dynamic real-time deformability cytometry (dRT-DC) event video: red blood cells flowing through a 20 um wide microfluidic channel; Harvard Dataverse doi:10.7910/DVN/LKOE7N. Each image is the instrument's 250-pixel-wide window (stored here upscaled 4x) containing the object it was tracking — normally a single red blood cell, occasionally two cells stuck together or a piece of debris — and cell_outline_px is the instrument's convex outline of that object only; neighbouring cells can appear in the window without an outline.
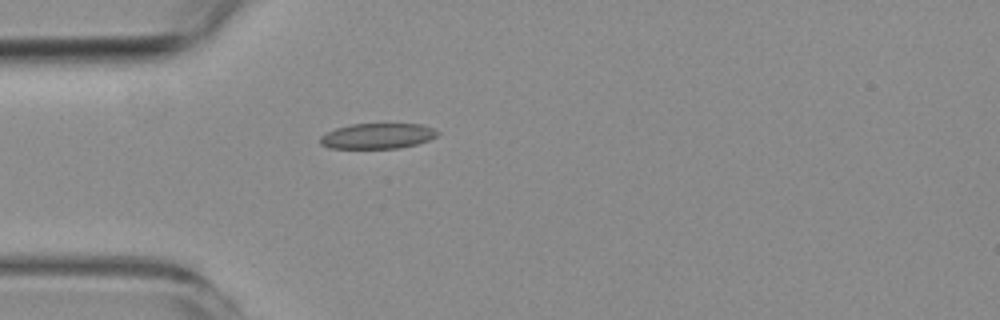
{"species": "common noctule bat (a hibernating species)", "species_latin": "Nyctalus noctula", "temperature_condition": "room temperature", "stored_images_in_passage": 1, "camera_frame_rate_fps": 3000, "um_per_image_px": 0.085, "animal": {"sex": "female", "body_mass_g": 19.3, "forearm_length_mm": 54.1}, "frame": {"image": 1, "passage_image": 1, "time_ms": 0.0, "image_size_px": [1000, 320], "cell_outline_px": [[440, 132], [436, 136], [428, 140], [416, 144], [400, 148], [328, 148], [320, 144], [320, 136], [336, 128], [352, 124], [420, 124], [432, 128]], "centroid_in_image_um": [32.07, 11.56], "position_along_channel_um": 52.9, "area_um2": 17.28}}